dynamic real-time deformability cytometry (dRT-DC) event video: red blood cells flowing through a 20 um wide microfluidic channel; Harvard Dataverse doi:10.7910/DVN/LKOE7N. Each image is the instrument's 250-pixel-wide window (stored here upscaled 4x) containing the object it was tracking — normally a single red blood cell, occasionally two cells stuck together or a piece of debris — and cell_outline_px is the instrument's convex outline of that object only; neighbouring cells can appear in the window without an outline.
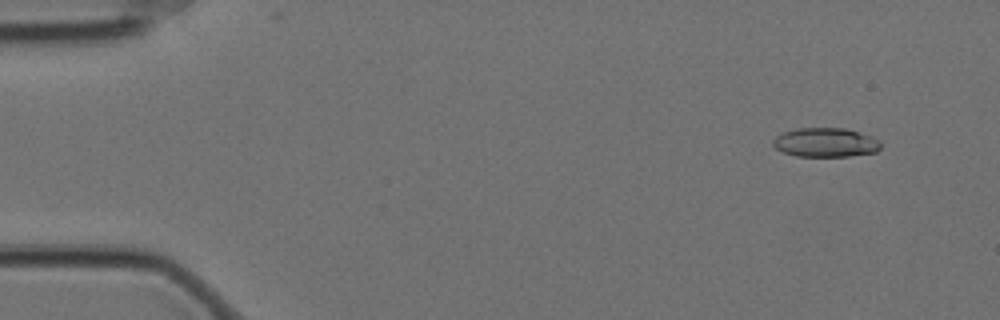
{"species": "Egyptian fruit bat (a non-hibernating species)", "species_latin": "Rousettus aegyptiacus", "temperature_condition": "cold", "stored_images_in_passage": 50, "camera_frame_rate_fps": 3000, "um_per_image_px": 0.085, "animal": {"sex": "female"}, "frame": {"image": 1, "passage_image": 5, "time_ms": 1.333, "image_size_px": [1000, 320], "cell_outline_px": [[880, 148], [876, 152], [848, 156], [796, 156], [784, 152], [776, 148], [772, 144], [772, 140], [776, 136], [784, 132], [796, 128], [844, 128], [872, 136], [880, 140]], "centroid_in_image_um": [70.17, 12.1], "position_along_channel_um": 14.8, "area_um2": 18.26}}
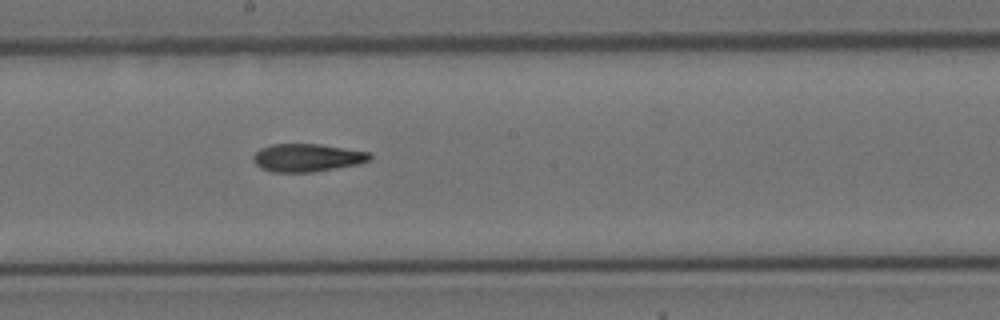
{"frame": {"image": 2, "passage_image": 32, "time_ms": 10.333, "image_size_px": [1000, 320], "cell_outline_px": [[372, 156], [368, 160], [360, 164], [312, 172], [272, 172], [260, 168], [252, 160], [252, 156], [260, 148], [272, 144], [320, 144], [368, 152]], "centroid_in_image_um": [26.07, 13.41], "position_along_channel_um": 222.1, "area_um2": 18.96}}
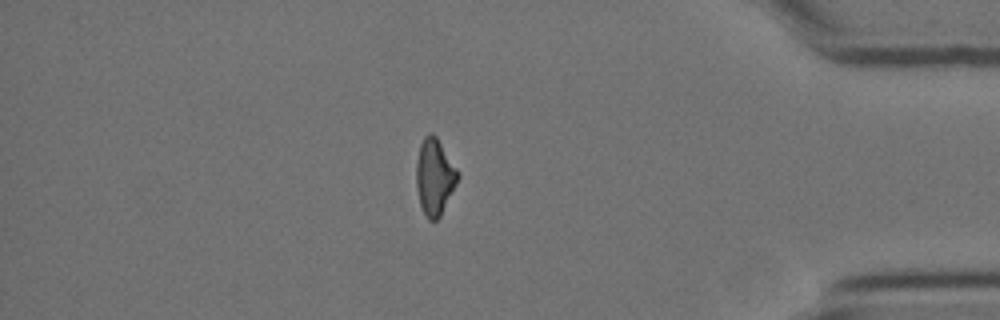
{"frame": {"image": 3, "passage_image": 50, "time_ms": 16.333, "image_size_px": [1000, 320], "cell_outline_px": [[460, 176], [440, 216], [436, 220], [428, 220], [420, 204], [416, 188], [416, 160], [420, 144], [424, 136], [428, 132], [432, 132], [436, 136], [460, 172]], "centroid_in_image_um": [36.94, 14.99], "position_along_channel_um": 398.3, "area_um2": 18.55}, "authors_computed_cell_mechanics": {"area_um2": 18.9006, "velocity_mm_per_s": 3.5069, "shape_relaxation_time_tau1_ms": null, "shape_relaxation_time_tau2_ms": 5.6839, "deformation_change_tau1": null, "deformation_change_tau2": 0.151}}